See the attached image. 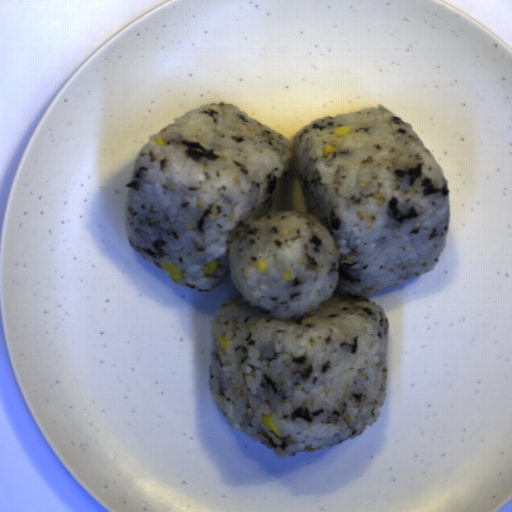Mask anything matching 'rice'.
<instances>
[{
	"mask_svg": "<svg viewBox=\"0 0 512 512\" xmlns=\"http://www.w3.org/2000/svg\"><path fill=\"white\" fill-rule=\"evenodd\" d=\"M173 121L134 161L125 230L180 285L213 292L230 273L241 294L211 318L214 405L286 459L365 432L387 395L390 320L364 297L436 269L451 221L440 165L380 104L291 138L224 102Z\"/></svg>",
	"mask_w": 512,
	"mask_h": 512,
	"instance_id": "obj_1",
	"label": "rice"
}]
</instances>
